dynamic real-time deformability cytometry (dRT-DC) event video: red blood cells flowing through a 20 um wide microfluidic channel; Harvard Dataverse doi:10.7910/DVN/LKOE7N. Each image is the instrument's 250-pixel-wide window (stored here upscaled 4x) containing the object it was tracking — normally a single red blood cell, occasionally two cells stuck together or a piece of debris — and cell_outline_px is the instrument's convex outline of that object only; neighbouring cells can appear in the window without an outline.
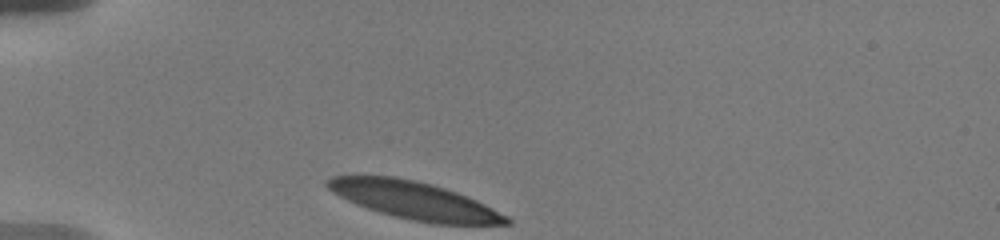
{"species": "human", "species_latin": "Homo sapiens", "temperature_condition": "warm", "stored_images_in_passage": 4, "camera_frame_rate_fps": 3000, "um_per_image_px": 0.085, "donor": {"sex": "male"}, "frame": {"image": 1, "passage_image": 1, "time_ms": 0.0, "image_size_px": [1000, 240], "cell_outline_px": [[512, 224], [432, 224], [392, 216], [356, 204], [332, 192], [324, 184], [324, 180], [332, 176], [396, 176], [416, 180], [432, 184], [456, 192], [476, 200], [508, 216], [512, 220]], "centroid_in_image_um": [35.21, 17.03], "position_along_channel_um": 49.8, "area_um2": 39.13}}